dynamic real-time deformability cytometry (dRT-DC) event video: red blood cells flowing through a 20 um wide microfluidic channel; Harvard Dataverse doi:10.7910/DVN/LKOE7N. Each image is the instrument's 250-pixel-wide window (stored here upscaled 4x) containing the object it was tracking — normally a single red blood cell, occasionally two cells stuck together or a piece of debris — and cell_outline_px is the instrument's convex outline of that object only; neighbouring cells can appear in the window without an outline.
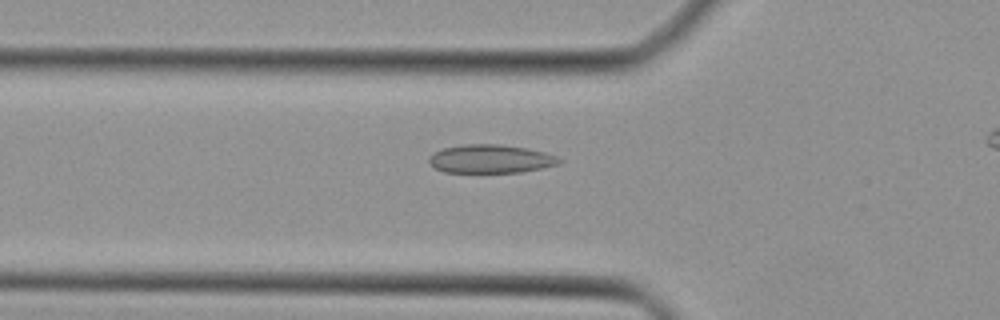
{"species": "Egyptian fruit bat (a non-hibernating species)", "species_latin": "Rousettus aegyptiacus", "temperature_condition": "cold", "stored_images_in_passage": 29, "camera_frame_rate_fps": 3000, "um_per_image_px": 0.085, "animal": {"sex": "female"}, "frame": {"image": 1, "passage_image": 2, "time_ms": 0.333, "image_size_px": [1000, 320], "cell_outline_px": [[564, 160], [560, 164], [520, 172], [444, 172], [436, 168], [428, 160], [428, 156], [432, 152], [444, 148], [464, 144], [500, 144], [528, 148], [544, 152], [556, 156]], "centroid_in_image_um": [41.71, 13.49], "position_along_channel_um": 84.1, "area_um2": 21.62}}
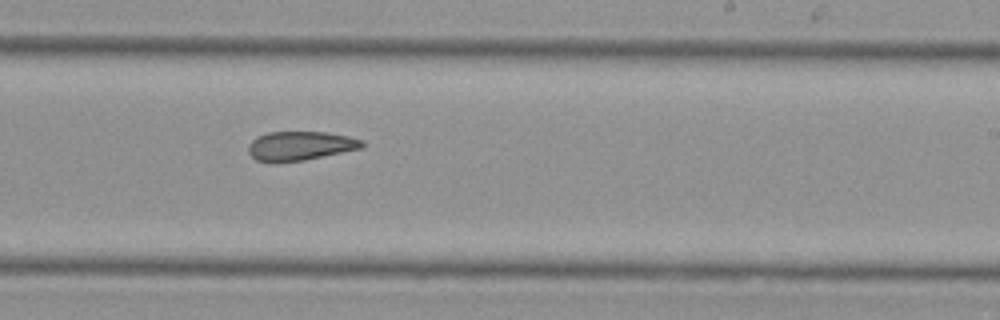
{"frame": {"image": 2, "passage_image": 14, "time_ms": 4.333, "image_size_px": [1000, 320], "cell_outline_px": [[368, 144], [364, 148], [304, 160], [256, 160], [248, 152], [248, 144], [252, 140], [268, 132], [328, 132], [348, 136], [364, 140]], "centroid_in_image_um": [25.63, 12.37], "position_along_channel_um": 263.4, "area_um2": 19.02}}
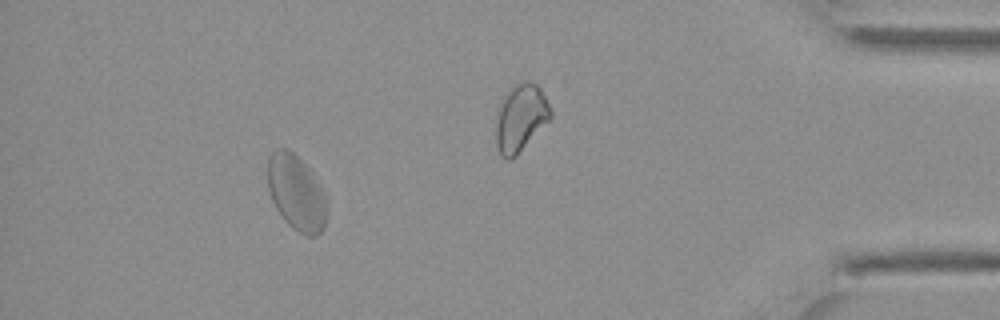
{"frame": {"image": 3, "passage_image": 24, "time_ms": 7.667, "image_size_px": [1000, 320], "cell_outline_px": [[328, 208], [324, 228], [316, 236], [308, 236], [292, 228], [284, 220], [276, 208], [272, 200], [268, 188], [268, 156], [276, 148], [288, 148], [308, 168], [324, 196], [328, 204]], "centroid_in_image_um": [25.17, 16.4], "position_along_channel_um": 410.0, "area_um2": 25.72}}